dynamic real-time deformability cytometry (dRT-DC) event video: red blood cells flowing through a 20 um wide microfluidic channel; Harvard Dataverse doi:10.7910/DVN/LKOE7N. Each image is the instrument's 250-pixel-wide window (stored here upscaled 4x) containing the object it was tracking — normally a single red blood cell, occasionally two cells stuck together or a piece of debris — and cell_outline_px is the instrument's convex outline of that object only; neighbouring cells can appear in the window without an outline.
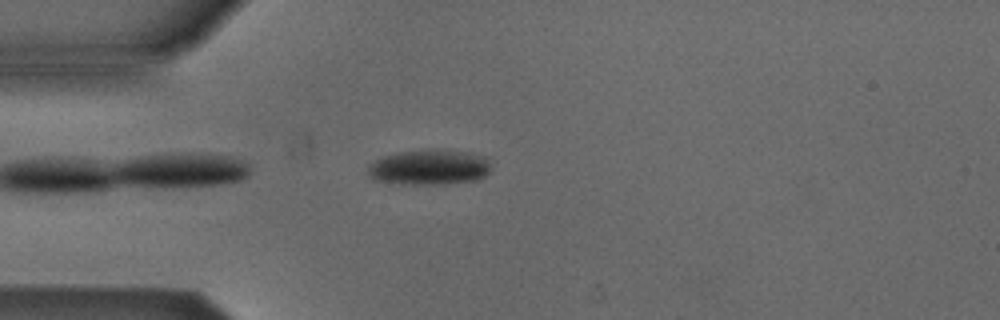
{"species": "Egyptian fruit bat (a non-hibernating species)", "species_latin": "Rousettus aegyptiacus", "temperature_condition": "cold", "stored_images_in_passage": 4, "camera_frame_rate_fps": 3000, "um_per_image_px": 0.085, "animal": {"sex": "male"}, "frame": {"image": 1, "passage_image": 3, "time_ms": 2.667, "image_size_px": [1000, 320], "cell_outline_px": [[492, 168], [484, 176], [476, 180], [444, 184], [400, 184], [376, 180], [368, 172], [368, 164], [380, 156], [396, 152], [468, 152], [488, 156]], "centroid_in_image_um": [36.5, 14.25], "position_along_channel_um": 48.5, "area_um2": 24.85}}